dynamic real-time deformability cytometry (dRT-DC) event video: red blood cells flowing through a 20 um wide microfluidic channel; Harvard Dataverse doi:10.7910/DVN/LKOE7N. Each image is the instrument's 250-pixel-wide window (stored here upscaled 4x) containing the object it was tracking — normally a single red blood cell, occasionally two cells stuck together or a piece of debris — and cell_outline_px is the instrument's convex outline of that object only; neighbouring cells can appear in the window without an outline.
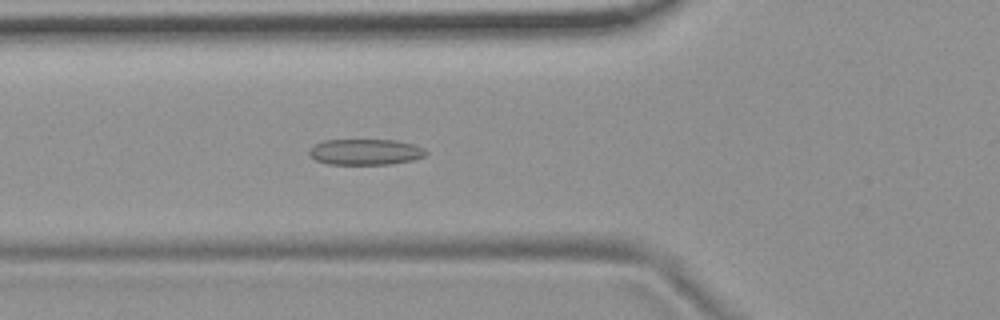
{"species": "common noctule bat (a hibernating species)", "species_latin": "Nyctalus noctula", "temperature_condition": "room temperature", "stored_images_in_passage": 6, "camera_frame_rate_fps": 3000, "um_per_image_px": 0.085, "animal": {"sex": "female", "body_mass_g": 19.9}, "frame": {"image": 1, "passage_image": 6, "time_ms": 5.667, "image_size_px": [1000, 320], "cell_outline_px": [[428, 152], [424, 156], [412, 160], [388, 164], [328, 164], [316, 160], [308, 156], [308, 148], [312, 144], [324, 140], [396, 140], [412, 144], [424, 148]], "centroid_in_image_um": [30.99, 12.91], "position_along_channel_um": 94.8, "area_um2": 17.74}}